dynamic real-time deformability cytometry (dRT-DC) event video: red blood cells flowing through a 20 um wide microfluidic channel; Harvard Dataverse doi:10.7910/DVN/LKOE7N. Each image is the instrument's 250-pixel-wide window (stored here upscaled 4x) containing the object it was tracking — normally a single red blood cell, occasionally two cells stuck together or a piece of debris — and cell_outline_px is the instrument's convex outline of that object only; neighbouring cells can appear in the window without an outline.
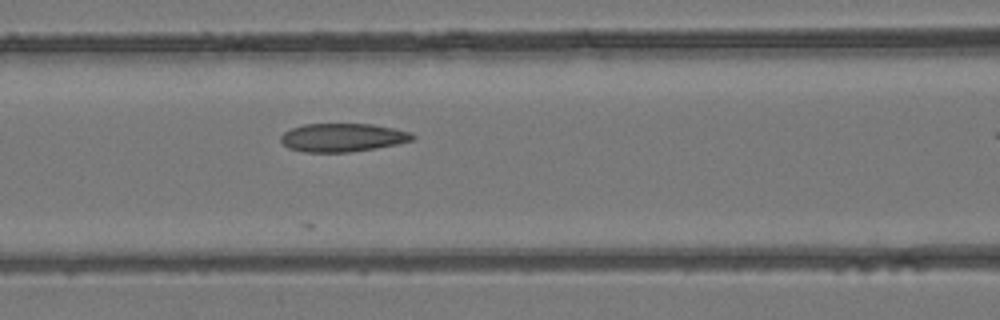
{"species": "common noctule bat (a hibernating species)", "species_latin": "Nyctalus noctula", "temperature_condition": "room temperature", "stored_images_in_passage": 18, "camera_frame_rate_fps": 3000, "um_per_image_px": 0.085, "animal": {"sex": "female", "body_mass_g": 24.6, "forearm_length_mm": 56.2}, "frame": {"image": 1, "passage_image": 12, "time_ms": 3.667, "image_size_px": [1000, 320], "cell_outline_px": [[416, 136], [412, 140], [396, 144], [376, 148], [348, 152], [304, 152], [288, 148], [280, 140], [280, 136], [284, 132], [292, 128], [304, 124], [372, 124], [412, 132]], "centroid_in_image_um": [29.11, 11.69], "position_along_channel_um": 137.5, "area_um2": 21.73}}
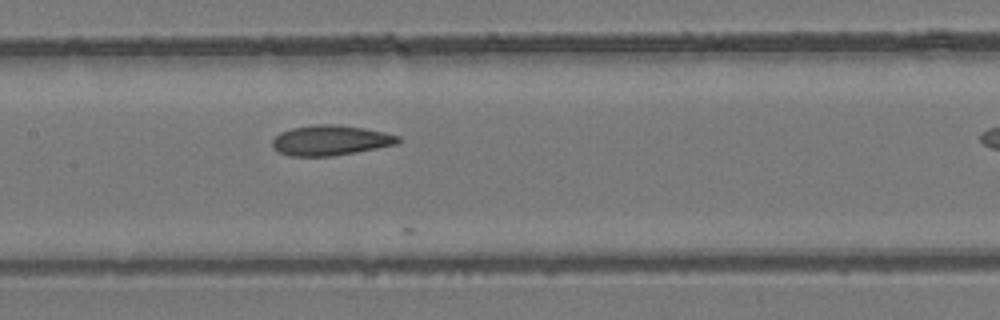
{"frame": {"image": 2, "passage_image": 15, "time_ms": 4.667, "image_size_px": [1000, 320], "cell_outline_px": [[400, 140], [396, 144], [356, 152], [332, 156], [292, 156], [280, 152], [272, 148], [272, 140], [280, 132], [292, 128], [316, 124], [336, 124], [364, 128], [384, 132], [400, 136]], "centroid_in_image_um": [28.08, 11.92], "position_along_channel_um": 179.3, "area_um2": 22.02}}